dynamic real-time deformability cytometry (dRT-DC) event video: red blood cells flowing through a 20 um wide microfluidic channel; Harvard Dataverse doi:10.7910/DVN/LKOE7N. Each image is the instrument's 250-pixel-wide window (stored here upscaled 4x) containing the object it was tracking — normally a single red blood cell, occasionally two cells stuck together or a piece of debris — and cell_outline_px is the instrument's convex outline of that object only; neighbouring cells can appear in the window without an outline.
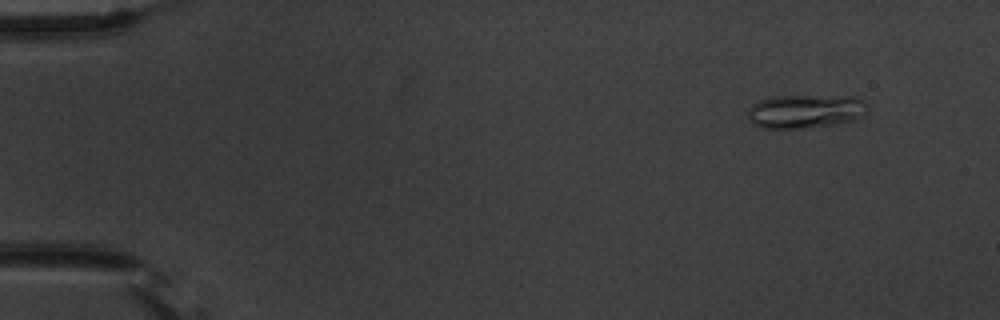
{"species": "common noctule bat (a hibernating species)", "species_latin": "Nyctalus noctula", "temperature_condition": "warm", "stored_images_in_passage": 51, "camera_frame_rate_fps": 3000, "um_per_image_px": 0.085, "animal": {"sex": "male", "body_mass_g": 20.1, "forearm_length_mm": 53.5}, "frame": {"image": 1, "passage_image": 1, "time_ms": 0.0, "image_size_px": [1000, 320], "cell_outline_px": [[872, 104], [868, 112], [852, 120], [836, 124], [800, 128], [764, 128], [752, 124], [748, 120], [748, 112], [752, 104], [760, 100], [772, 96], [856, 96]], "centroid_in_image_um": [68.51, 9.44], "position_along_channel_um": 16.5, "area_um2": 23.81}}
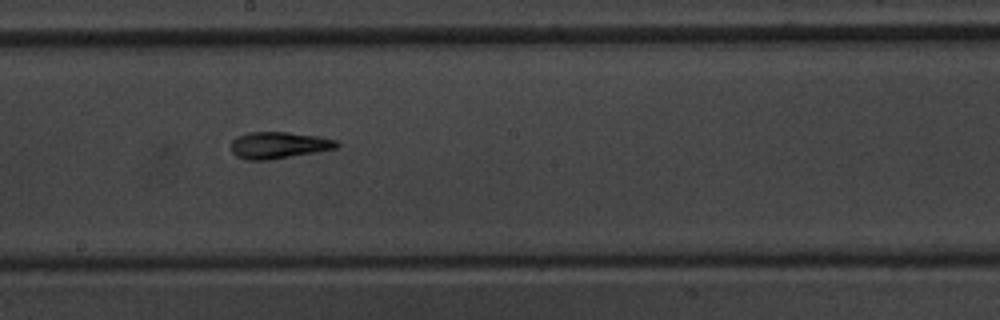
{"frame": {"image": 2, "passage_image": 27, "time_ms": 8.667, "image_size_px": [1000, 320], "cell_outline_px": [[340, 144], [336, 148], [316, 152], [268, 160], [248, 160], [236, 156], [232, 152], [232, 140], [236, 136], [248, 132], [288, 132], [320, 136], [336, 140]], "centroid_in_image_um": [23.69, 12.33], "position_along_channel_um": 224.5, "area_um2": 16.47}}
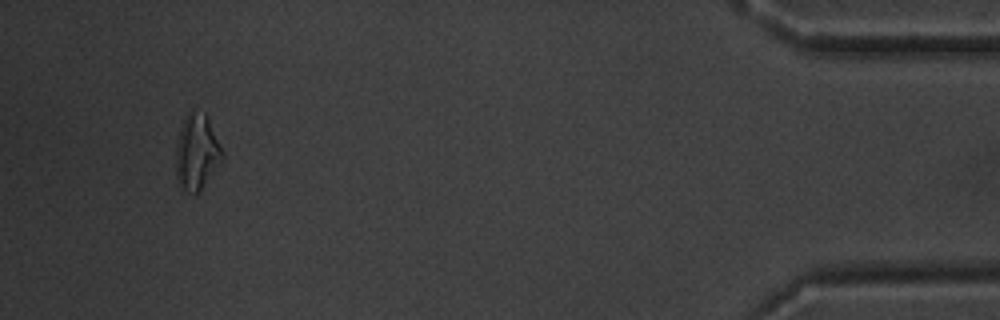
{"frame": {"image": 3, "passage_image": 48, "time_ms": 15.667, "image_size_px": [1000, 320], "cell_outline_px": [[224, 156], [196, 196], [180, 188], [176, 180], [176, 144], [180, 128], [184, 116], [188, 112], [204, 112], [208, 116], [224, 152]], "centroid_in_image_um": [16.71, 12.93], "position_along_channel_um": 418.5, "area_um2": 20.63}, "authors_computed_cell_mechanics": {"area_um2": 16.4152, "velocity_mm_per_s": 3.7118, "shape_relaxation_time_tau1_ms": null, "shape_relaxation_time_tau2_ms": 3.0932, "deformation_change_tau1": null, "deformation_change_tau2": 0.1314}}